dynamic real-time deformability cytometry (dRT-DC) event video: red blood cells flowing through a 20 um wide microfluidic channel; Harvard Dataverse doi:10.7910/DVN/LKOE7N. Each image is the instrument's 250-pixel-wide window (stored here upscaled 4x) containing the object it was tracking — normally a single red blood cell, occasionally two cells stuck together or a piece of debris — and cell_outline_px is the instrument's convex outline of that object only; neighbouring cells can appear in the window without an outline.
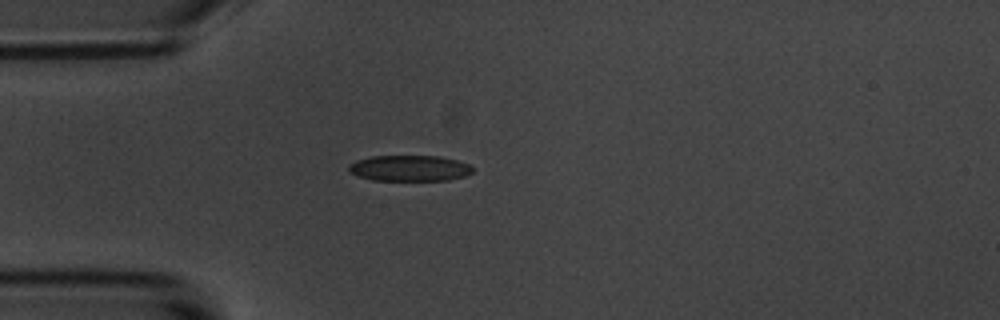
{"species": "common noctule bat (a hibernating species)", "species_latin": "Nyctalus noctula", "temperature_condition": "room temperature", "stored_images_in_passage": 41, "camera_frame_rate_fps": 3000, "um_per_image_px": 0.085, "animal": {"sex": "male", "body_mass_g": 20.1, "forearm_length_mm": 53.5}, "frame": {"image": 1, "passage_image": 1, "time_ms": 0.0, "image_size_px": [1000, 320], "cell_outline_px": [[472, 172], [464, 176], [448, 180], [372, 180], [356, 176], [348, 172], [348, 164], [356, 160], [372, 156], [440, 156], [456, 160], [468, 164], [472, 168]], "centroid_in_image_um": [34.75, 14.3], "position_along_channel_um": 50.3, "area_um2": 18.73}}
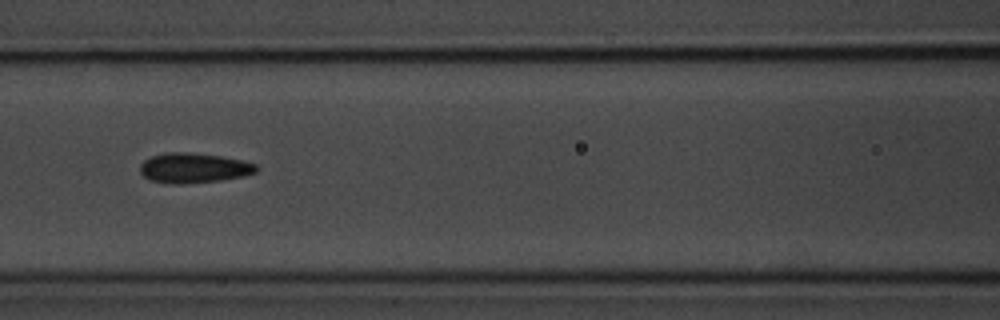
{"frame": {"image": 2, "passage_image": 10, "time_ms": 3.0, "image_size_px": [1000, 320], "cell_outline_px": [[256, 172], [244, 176], [220, 180], [180, 184], [172, 184], [152, 180], [144, 176], [140, 172], [140, 164], [144, 160], [152, 156], [168, 152], [192, 152], [220, 156], [240, 160], [256, 164]], "centroid_in_image_um": [16.44, 14.27], "position_along_channel_um": 150.2, "area_um2": 20.11}}
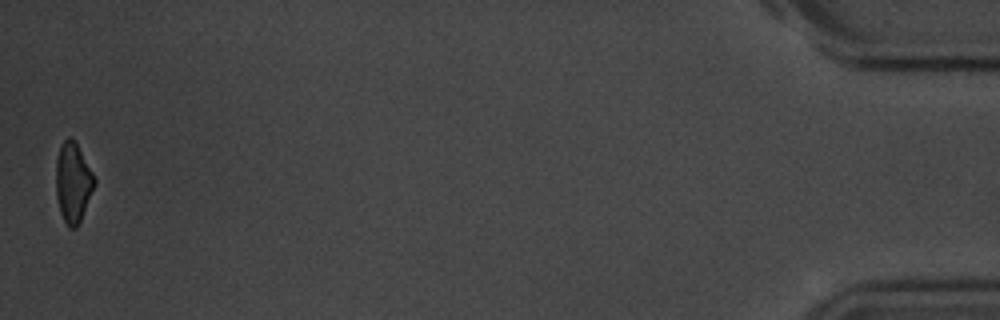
{"frame": {"image": 3, "passage_image": 41, "time_ms": 13.333, "image_size_px": [1000, 320], "cell_outline_px": [[96, 184], [80, 220], [76, 228], [68, 228], [60, 212], [56, 196], [56, 160], [60, 144], [68, 136], [72, 136], [92, 172], [96, 180]], "centroid_in_image_um": [6.19, 15.5], "position_along_channel_um": 429.0, "area_um2": 17.86}, "authors_computed_cell_mechanics": {"area_um2": 19.363, "velocity_mm_per_s": 3.6176, "shape_relaxation_time_tau1_ms": 3.0984, "shape_relaxation_time_tau2_ms": 5.0206, "deformation_change_tau1": 0.0842, "deformation_change_tau2": 0.1095}}